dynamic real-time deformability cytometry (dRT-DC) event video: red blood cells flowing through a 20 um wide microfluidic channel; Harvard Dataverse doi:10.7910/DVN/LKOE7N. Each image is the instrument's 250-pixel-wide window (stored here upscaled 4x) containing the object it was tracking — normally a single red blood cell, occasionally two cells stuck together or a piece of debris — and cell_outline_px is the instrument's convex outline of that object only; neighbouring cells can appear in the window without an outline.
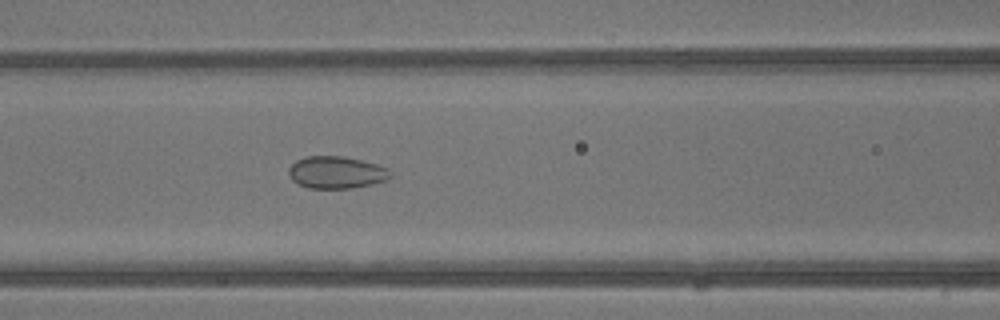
{"species": "common noctule bat (a hibernating species)", "species_latin": "Nyctalus noctula", "temperature_condition": "warm", "stored_images_in_passage": 28, "camera_frame_rate_fps": 3000, "um_per_image_px": 0.085, "animal": {"sex": "male", "body_mass_g": 13.3}, "frame": {"image": 1, "passage_image": 11, "time_ms": 3.333, "image_size_px": [1000, 320], "cell_outline_px": [[392, 176], [384, 180], [372, 184], [352, 188], [308, 188], [292, 180], [288, 172], [288, 168], [296, 160], [304, 156], [344, 156], [376, 164], [388, 168], [392, 172]], "centroid_in_image_um": [28.58, 14.65], "position_along_channel_um": 138.0, "area_um2": 19.07}}
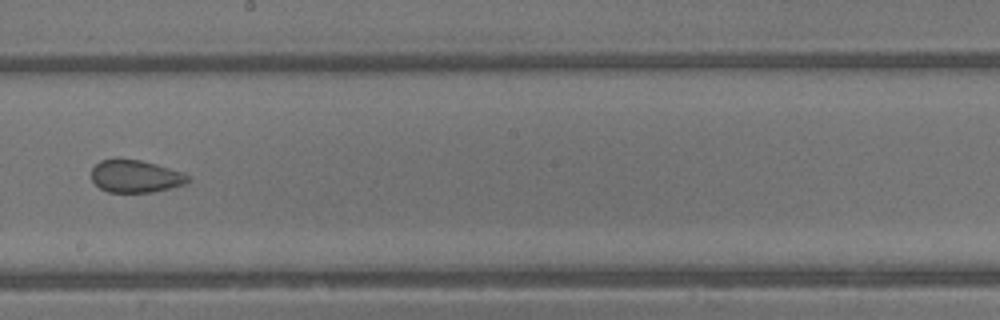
{"frame": {"image": 2, "passage_image": 17, "time_ms": 5.333, "image_size_px": [1000, 320], "cell_outline_px": [[192, 180], [184, 184], [152, 192], [108, 192], [100, 188], [92, 180], [92, 168], [100, 160], [116, 156], [140, 160], [156, 164], [180, 172], [188, 176]], "centroid_in_image_um": [11.46, 14.95], "position_along_channel_um": 236.7, "area_um2": 18.44}}
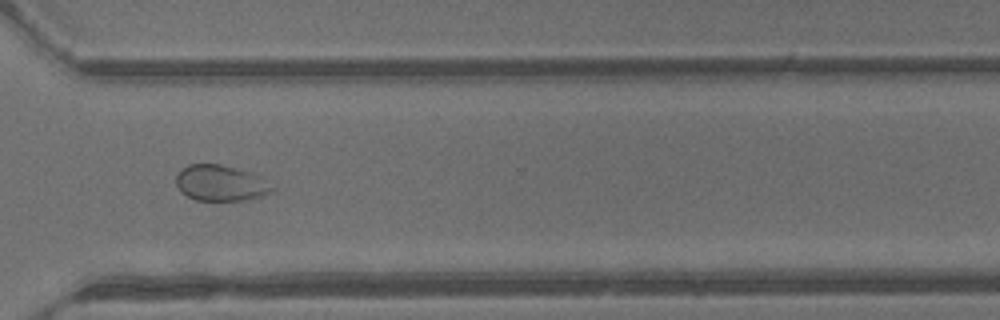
{"frame": {"image": 3, "passage_image": 24, "time_ms": 7.667, "image_size_px": [1000, 320], "cell_outline_px": [[276, 188], [272, 192], [264, 196], [244, 200], [196, 200], [180, 192], [176, 184], [176, 176], [188, 164], [220, 164], [264, 176]], "centroid_in_image_um": [18.82, 15.56], "position_along_channel_um": 351.8, "area_um2": 20.29}}